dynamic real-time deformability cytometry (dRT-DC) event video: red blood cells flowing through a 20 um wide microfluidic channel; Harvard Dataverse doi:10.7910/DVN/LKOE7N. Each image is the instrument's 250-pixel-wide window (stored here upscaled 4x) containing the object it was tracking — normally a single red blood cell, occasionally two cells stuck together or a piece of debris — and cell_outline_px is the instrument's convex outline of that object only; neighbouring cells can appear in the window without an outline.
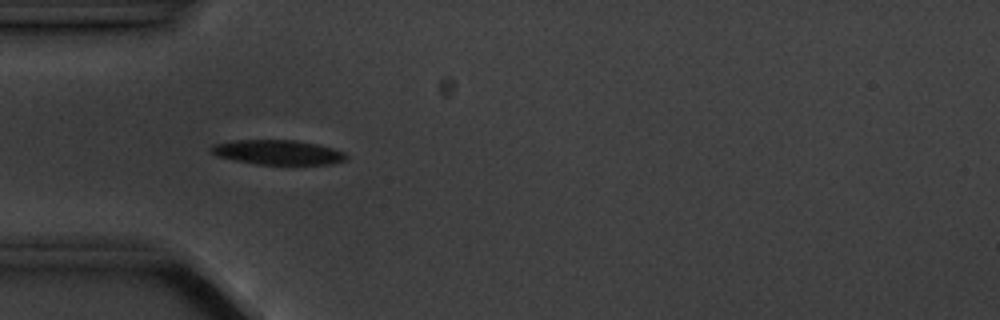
{"species": "common noctule bat (a hibernating species)", "species_latin": "Nyctalus noctula", "temperature_condition": "cold", "stored_images_in_passage": 6, "camera_frame_rate_fps": 3000, "um_per_image_px": 0.085, "animal": {"sex": "male", "body_mass_g": 20.1, "forearm_length_mm": 53.5}, "frame": {"image": 1, "passage_image": 5, "time_ms": 4.667, "image_size_px": [1000, 320], "cell_outline_px": [[348, 160], [332, 164], [256, 164], [216, 156], [208, 148], [212, 144], [232, 140], [296, 140], [316, 144], [332, 148], [344, 152], [348, 156]], "centroid_in_image_um": [23.61, 12.94], "position_along_channel_um": 61.4, "area_um2": 19.48}}